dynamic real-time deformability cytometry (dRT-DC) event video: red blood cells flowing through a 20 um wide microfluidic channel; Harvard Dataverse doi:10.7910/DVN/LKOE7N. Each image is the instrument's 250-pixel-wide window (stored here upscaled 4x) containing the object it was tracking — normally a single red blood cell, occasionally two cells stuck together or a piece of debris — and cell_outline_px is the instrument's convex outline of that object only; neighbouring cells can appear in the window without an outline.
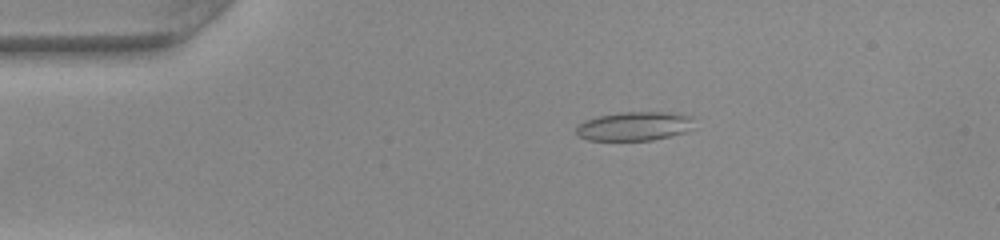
{"species": "common noctule bat (a hibernating species)", "species_latin": "Nyctalus noctula", "temperature_condition": "warm", "stored_images_in_passage": 43, "camera_frame_rate_fps": 3000, "um_per_image_px": 0.085, "animal": {"sex": "female", "body_mass_g": 22.0, "forearm_length_mm": 56.7}, "frame": {"image": 1, "passage_image": 3, "time_ms": 0.667, "image_size_px": [1000, 240], "cell_outline_px": [[692, 128], [684, 132], [652, 140], [588, 140], [580, 136], [576, 132], [576, 124], [584, 120], [596, 116], [620, 112], [668, 112], [692, 116]], "centroid_in_image_um": [53.87, 10.71], "position_along_channel_um": 31.1, "area_um2": 19.88}}
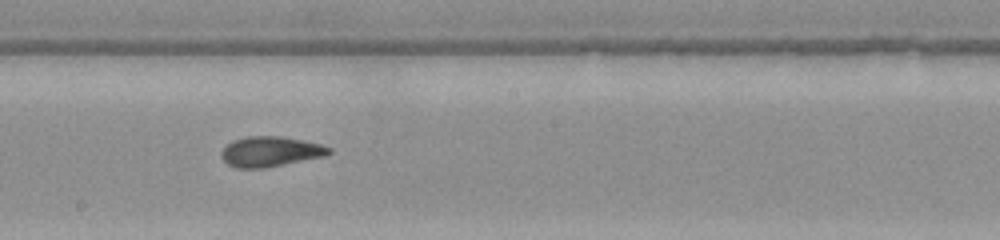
{"frame": {"image": 2, "passage_image": 21, "time_ms": 6.667, "image_size_px": [1000, 240], "cell_outline_px": [[332, 152], [324, 156], [260, 168], [236, 168], [228, 164], [224, 160], [220, 152], [232, 140], [244, 136], [280, 136], [320, 144], [332, 148]], "centroid_in_image_um": [22.95, 12.87], "position_along_channel_um": 225.2, "area_um2": 18.61}}
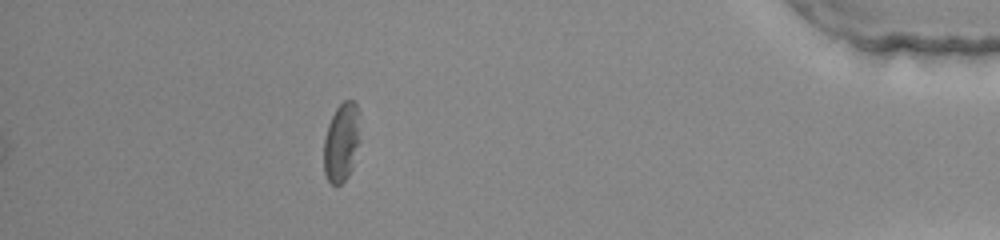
{"frame": {"image": 3, "passage_image": 38, "time_ms": 12.333, "image_size_px": [1000, 240], "cell_outline_px": [[360, 144], [352, 168], [348, 176], [340, 184], [332, 184], [328, 180], [324, 172], [324, 136], [328, 124], [336, 108], [344, 100], [352, 100], [356, 104], [360, 112]], "centroid_in_image_um": [29.06, 12.06], "position_along_channel_um": 406.1, "area_um2": 17.05}, "authors_computed_cell_mechanics": {"area_um2": 18.6116, "velocity_mm_per_s": 4.0777, "shape_relaxation_time_tau1_ms": null, "shape_relaxation_time_tau2_ms": 2.3504, "deformation_change_tau1": null, "deformation_change_tau2": 0.0999}}